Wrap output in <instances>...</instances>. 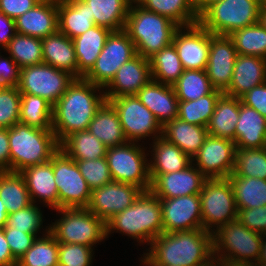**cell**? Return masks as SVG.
Instances as JSON below:
<instances>
[{
	"instance_id": "obj_3",
	"label": "cell",
	"mask_w": 266,
	"mask_h": 266,
	"mask_svg": "<svg viewBox=\"0 0 266 266\" xmlns=\"http://www.w3.org/2000/svg\"><path fill=\"white\" fill-rule=\"evenodd\" d=\"M178 28L169 18L145 9L135 0L130 5L124 26L135 44L136 53L147 59L170 45Z\"/></svg>"
},
{
	"instance_id": "obj_2",
	"label": "cell",
	"mask_w": 266,
	"mask_h": 266,
	"mask_svg": "<svg viewBox=\"0 0 266 266\" xmlns=\"http://www.w3.org/2000/svg\"><path fill=\"white\" fill-rule=\"evenodd\" d=\"M101 88L83 78L75 79L53 105L52 131L59 144L67 136L88 129L96 112L106 101L104 93L95 94Z\"/></svg>"
},
{
	"instance_id": "obj_54",
	"label": "cell",
	"mask_w": 266,
	"mask_h": 266,
	"mask_svg": "<svg viewBox=\"0 0 266 266\" xmlns=\"http://www.w3.org/2000/svg\"><path fill=\"white\" fill-rule=\"evenodd\" d=\"M241 103L254 108L266 118V82L240 97Z\"/></svg>"
},
{
	"instance_id": "obj_66",
	"label": "cell",
	"mask_w": 266,
	"mask_h": 266,
	"mask_svg": "<svg viewBox=\"0 0 266 266\" xmlns=\"http://www.w3.org/2000/svg\"><path fill=\"white\" fill-rule=\"evenodd\" d=\"M144 265L152 266L145 258L142 260Z\"/></svg>"
},
{
	"instance_id": "obj_57",
	"label": "cell",
	"mask_w": 266,
	"mask_h": 266,
	"mask_svg": "<svg viewBox=\"0 0 266 266\" xmlns=\"http://www.w3.org/2000/svg\"><path fill=\"white\" fill-rule=\"evenodd\" d=\"M0 171H10L8 128H0Z\"/></svg>"
},
{
	"instance_id": "obj_7",
	"label": "cell",
	"mask_w": 266,
	"mask_h": 266,
	"mask_svg": "<svg viewBox=\"0 0 266 266\" xmlns=\"http://www.w3.org/2000/svg\"><path fill=\"white\" fill-rule=\"evenodd\" d=\"M259 0H220L199 15L198 23L213 35L229 36L258 23Z\"/></svg>"
},
{
	"instance_id": "obj_65",
	"label": "cell",
	"mask_w": 266,
	"mask_h": 266,
	"mask_svg": "<svg viewBox=\"0 0 266 266\" xmlns=\"http://www.w3.org/2000/svg\"><path fill=\"white\" fill-rule=\"evenodd\" d=\"M260 7H266V0H259Z\"/></svg>"
},
{
	"instance_id": "obj_27",
	"label": "cell",
	"mask_w": 266,
	"mask_h": 266,
	"mask_svg": "<svg viewBox=\"0 0 266 266\" xmlns=\"http://www.w3.org/2000/svg\"><path fill=\"white\" fill-rule=\"evenodd\" d=\"M234 143L236 148L266 147V118L254 108L242 103Z\"/></svg>"
},
{
	"instance_id": "obj_59",
	"label": "cell",
	"mask_w": 266,
	"mask_h": 266,
	"mask_svg": "<svg viewBox=\"0 0 266 266\" xmlns=\"http://www.w3.org/2000/svg\"><path fill=\"white\" fill-rule=\"evenodd\" d=\"M191 1L195 12L199 16L210 5L220 0H191Z\"/></svg>"
},
{
	"instance_id": "obj_26",
	"label": "cell",
	"mask_w": 266,
	"mask_h": 266,
	"mask_svg": "<svg viewBox=\"0 0 266 266\" xmlns=\"http://www.w3.org/2000/svg\"><path fill=\"white\" fill-rule=\"evenodd\" d=\"M26 182L32 203L34 198H41L49 207L58 209V188L54 181L51 160L25 168L20 172Z\"/></svg>"
},
{
	"instance_id": "obj_12",
	"label": "cell",
	"mask_w": 266,
	"mask_h": 266,
	"mask_svg": "<svg viewBox=\"0 0 266 266\" xmlns=\"http://www.w3.org/2000/svg\"><path fill=\"white\" fill-rule=\"evenodd\" d=\"M136 55L135 44L124 29L111 31L97 60L83 79L105 88L117 70Z\"/></svg>"
},
{
	"instance_id": "obj_42",
	"label": "cell",
	"mask_w": 266,
	"mask_h": 266,
	"mask_svg": "<svg viewBox=\"0 0 266 266\" xmlns=\"http://www.w3.org/2000/svg\"><path fill=\"white\" fill-rule=\"evenodd\" d=\"M179 101H193L212 93V86L204 70H183L182 75L173 85Z\"/></svg>"
},
{
	"instance_id": "obj_16",
	"label": "cell",
	"mask_w": 266,
	"mask_h": 266,
	"mask_svg": "<svg viewBox=\"0 0 266 266\" xmlns=\"http://www.w3.org/2000/svg\"><path fill=\"white\" fill-rule=\"evenodd\" d=\"M142 192L134 185L111 181L92 190L87 209L107 223L114 215L130 207Z\"/></svg>"
},
{
	"instance_id": "obj_30",
	"label": "cell",
	"mask_w": 266,
	"mask_h": 266,
	"mask_svg": "<svg viewBox=\"0 0 266 266\" xmlns=\"http://www.w3.org/2000/svg\"><path fill=\"white\" fill-rule=\"evenodd\" d=\"M88 5L95 25L110 31L124 29L129 8L133 0H82Z\"/></svg>"
},
{
	"instance_id": "obj_17",
	"label": "cell",
	"mask_w": 266,
	"mask_h": 266,
	"mask_svg": "<svg viewBox=\"0 0 266 266\" xmlns=\"http://www.w3.org/2000/svg\"><path fill=\"white\" fill-rule=\"evenodd\" d=\"M164 232L203 229L199 194L160 199Z\"/></svg>"
},
{
	"instance_id": "obj_46",
	"label": "cell",
	"mask_w": 266,
	"mask_h": 266,
	"mask_svg": "<svg viewBox=\"0 0 266 266\" xmlns=\"http://www.w3.org/2000/svg\"><path fill=\"white\" fill-rule=\"evenodd\" d=\"M237 54L266 59V29L259 23L234 31L229 35Z\"/></svg>"
},
{
	"instance_id": "obj_32",
	"label": "cell",
	"mask_w": 266,
	"mask_h": 266,
	"mask_svg": "<svg viewBox=\"0 0 266 266\" xmlns=\"http://www.w3.org/2000/svg\"><path fill=\"white\" fill-rule=\"evenodd\" d=\"M241 100L225 95L219 97L214 113L207 125L208 134L235 141V129L239 119Z\"/></svg>"
},
{
	"instance_id": "obj_13",
	"label": "cell",
	"mask_w": 266,
	"mask_h": 266,
	"mask_svg": "<svg viewBox=\"0 0 266 266\" xmlns=\"http://www.w3.org/2000/svg\"><path fill=\"white\" fill-rule=\"evenodd\" d=\"M75 79L68 72L41 63L21 69L17 88L20 93L40 96L53 106Z\"/></svg>"
},
{
	"instance_id": "obj_29",
	"label": "cell",
	"mask_w": 266,
	"mask_h": 266,
	"mask_svg": "<svg viewBox=\"0 0 266 266\" xmlns=\"http://www.w3.org/2000/svg\"><path fill=\"white\" fill-rule=\"evenodd\" d=\"M87 130L104 143L107 148L128 142L117 111L109 101L102 104Z\"/></svg>"
},
{
	"instance_id": "obj_8",
	"label": "cell",
	"mask_w": 266,
	"mask_h": 266,
	"mask_svg": "<svg viewBox=\"0 0 266 266\" xmlns=\"http://www.w3.org/2000/svg\"><path fill=\"white\" fill-rule=\"evenodd\" d=\"M63 214L48 228L58 243H76L92 247L106 236V223L87 208H59Z\"/></svg>"
},
{
	"instance_id": "obj_10",
	"label": "cell",
	"mask_w": 266,
	"mask_h": 266,
	"mask_svg": "<svg viewBox=\"0 0 266 266\" xmlns=\"http://www.w3.org/2000/svg\"><path fill=\"white\" fill-rule=\"evenodd\" d=\"M58 188L59 208H87L92 190L81 175L75 160L59 149L51 158Z\"/></svg>"
},
{
	"instance_id": "obj_5",
	"label": "cell",
	"mask_w": 266,
	"mask_h": 266,
	"mask_svg": "<svg viewBox=\"0 0 266 266\" xmlns=\"http://www.w3.org/2000/svg\"><path fill=\"white\" fill-rule=\"evenodd\" d=\"M8 137L12 172L48 162L60 149L52 130L17 123L8 128Z\"/></svg>"
},
{
	"instance_id": "obj_52",
	"label": "cell",
	"mask_w": 266,
	"mask_h": 266,
	"mask_svg": "<svg viewBox=\"0 0 266 266\" xmlns=\"http://www.w3.org/2000/svg\"><path fill=\"white\" fill-rule=\"evenodd\" d=\"M237 220L252 231L266 234V205L258 208L238 209Z\"/></svg>"
},
{
	"instance_id": "obj_24",
	"label": "cell",
	"mask_w": 266,
	"mask_h": 266,
	"mask_svg": "<svg viewBox=\"0 0 266 266\" xmlns=\"http://www.w3.org/2000/svg\"><path fill=\"white\" fill-rule=\"evenodd\" d=\"M14 21L17 33L44 39L58 30V6L38 3Z\"/></svg>"
},
{
	"instance_id": "obj_43",
	"label": "cell",
	"mask_w": 266,
	"mask_h": 266,
	"mask_svg": "<svg viewBox=\"0 0 266 266\" xmlns=\"http://www.w3.org/2000/svg\"><path fill=\"white\" fill-rule=\"evenodd\" d=\"M4 49L21 69L43 63L42 39L16 33Z\"/></svg>"
},
{
	"instance_id": "obj_18",
	"label": "cell",
	"mask_w": 266,
	"mask_h": 266,
	"mask_svg": "<svg viewBox=\"0 0 266 266\" xmlns=\"http://www.w3.org/2000/svg\"><path fill=\"white\" fill-rule=\"evenodd\" d=\"M185 28L186 33L179 27L172 40L182 67L184 70H204L210 50V32L199 23Z\"/></svg>"
},
{
	"instance_id": "obj_20",
	"label": "cell",
	"mask_w": 266,
	"mask_h": 266,
	"mask_svg": "<svg viewBox=\"0 0 266 266\" xmlns=\"http://www.w3.org/2000/svg\"><path fill=\"white\" fill-rule=\"evenodd\" d=\"M149 175L151 179L150 191L159 199L200 194L203 184L207 179L192 164L184 170Z\"/></svg>"
},
{
	"instance_id": "obj_51",
	"label": "cell",
	"mask_w": 266,
	"mask_h": 266,
	"mask_svg": "<svg viewBox=\"0 0 266 266\" xmlns=\"http://www.w3.org/2000/svg\"><path fill=\"white\" fill-rule=\"evenodd\" d=\"M13 257L18 260L32 246L37 235L15 229H3Z\"/></svg>"
},
{
	"instance_id": "obj_67",
	"label": "cell",
	"mask_w": 266,
	"mask_h": 266,
	"mask_svg": "<svg viewBox=\"0 0 266 266\" xmlns=\"http://www.w3.org/2000/svg\"><path fill=\"white\" fill-rule=\"evenodd\" d=\"M211 266H219V264L218 263H214Z\"/></svg>"
},
{
	"instance_id": "obj_49",
	"label": "cell",
	"mask_w": 266,
	"mask_h": 266,
	"mask_svg": "<svg viewBox=\"0 0 266 266\" xmlns=\"http://www.w3.org/2000/svg\"><path fill=\"white\" fill-rule=\"evenodd\" d=\"M21 93L17 87L0 91V128H11L19 123Z\"/></svg>"
},
{
	"instance_id": "obj_50",
	"label": "cell",
	"mask_w": 266,
	"mask_h": 266,
	"mask_svg": "<svg viewBox=\"0 0 266 266\" xmlns=\"http://www.w3.org/2000/svg\"><path fill=\"white\" fill-rule=\"evenodd\" d=\"M92 247L76 243H58V266H90Z\"/></svg>"
},
{
	"instance_id": "obj_38",
	"label": "cell",
	"mask_w": 266,
	"mask_h": 266,
	"mask_svg": "<svg viewBox=\"0 0 266 266\" xmlns=\"http://www.w3.org/2000/svg\"><path fill=\"white\" fill-rule=\"evenodd\" d=\"M237 209L258 208L266 205V180L229 176Z\"/></svg>"
},
{
	"instance_id": "obj_60",
	"label": "cell",
	"mask_w": 266,
	"mask_h": 266,
	"mask_svg": "<svg viewBox=\"0 0 266 266\" xmlns=\"http://www.w3.org/2000/svg\"><path fill=\"white\" fill-rule=\"evenodd\" d=\"M7 217H8V211L6 205L3 202V200L0 198V229L5 227Z\"/></svg>"
},
{
	"instance_id": "obj_36",
	"label": "cell",
	"mask_w": 266,
	"mask_h": 266,
	"mask_svg": "<svg viewBox=\"0 0 266 266\" xmlns=\"http://www.w3.org/2000/svg\"><path fill=\"white\" fill-rule=\"evenodd\" d=\"M59 145L60 149L75 161L106 157L107 147L88 130L67 136Z\"/></svg>"
},
{
	"instance_id": "obj_53",
	"label": "cell",
	"mask_w": 266,
	"mask_h": 266,
	"mask_svg": "<svg viewBox=\"0 0 266 266\" xmlns=\"http://www.w3.org/2000/svg\"><path fill=\"white\" fill-rule=\"evenodd\" d=\"M0 57V91L6 87H17L20 79L21 68L12 57Z\"/></svg>"
},
{
	"instance_id": "obj_37",
	"label": "cell",
	"mask_w": 266,
	"mask_h": 266,
	"mask_svg": "<svg viewBox=\"0 0 266 266\" xmlns=\"http://www.w3.org/2000/svg\"><path fill=\"white\" fill-rule=\"evenodd\" d=\"M0 198L5 203L8 214L32 204L25 179L20 172L0 171Z\"/></svg>"
},
{
	"instance_id": "obj_39",
	"label": "cell",
	"mask_w": 266,
	"mask_h": 266,
	"mask_svg": "<svg viewBox=\"0 0 266 266\" xmlns=\"http://www.w3.org/2000/svg\"><path fill=\"white\" fill-rule=\"evenodd\" d=\"M151 78L173 86L183 73L181 60L173 43L149 58Z\"/></svg>"
},
{
	"instance_id": "obj_40",
	"label": "cell",
	"mask_w": 266,
	"mask_h": 266,
	"mask_svg": "<svg viewBox=\"0 0 266 266\" xmlns=\"http://www.w3.org/2000/svg\"><path fill=\"white\" fill-rule=\"evenodd\" d=\"M53 106L40 96L21 93L19 123L52 130Z\"/></svg>"
},
{
	"instance_id": "obj_34",
	"label": "cell",
	"mask_w": 266,
	"mask_h": 266,
	"mask_svg": "<svg viewBox=\"0 0 266 266\" xmlns=\"http://www.w3.org/2000/svg\"><path fill=\"white\" fill-rule=\"evenodd\" d=\"M153 161L149 163V174H166L186 169L193 164L178 146L163 137L154 139Z\"/></svg>"
},
{
	"instance_id": "obj_48",
	"label": "cell",
	"mask_w": 266,
	"mask_h": 266,
	"mask_svg": "<svg viewBox=\"0 0 266 266\" xmlns=\"http://www.w3.org/2000/svg\"><path fill=\"white\" fill-rule=\"evenodd\" d=\"M76 163L91 190L100 188L112 181L106 157L95 160H78Z\"/></svg>"
},
{
	"instance_id": "obj_1",
	"label": "cell",
	"mask_w": 266,
	"mask_h": 266,
	"mask_svg": "<svg viewBox=\"0 0 266 266\" xmlns=\"http://www.w3.org/2000/svg\"><path fill=\"white\" fill-rule=\"evenodd\" d=\"M145 258L152 266H211L212 233L204 229L163 232L150 243Z\"/></svg>"
},
{
	"instance_id": "obj_22",
	"label": "cell",
	"mask_w": 266,
	"mask_h": 266,
	"mask_svg": "<svg viewBox=\"0 0 266 266\" xmlns=\"http://www.w3.org/2000/svg\"><path fill=\"white\" fill-rule=\"evenodd\" d=\"M136 96L154 114L161 126L177 118L179 100L173 86L151 79Z\"/></svg>"
},
{
	"instance_id": "obj_21",
	"label": "cell",
	"mask_w": 266,
	"mask_h": 266,
	"mask_svg": "<svg viewBox=\"0 0 266 266\" xmlns=\"http://www.w3.org/2000/svg\"><path fill=\"white\" fill-rule=\"evenodd\" d=\"M149 59L137 54L124 63L116 72L114 78L105 87L106 101L125 95H136L139 90L151 80Z\"/></svg>"
},
{
	"instance_id": "obj_63",
	"label": "cell",
	"mask_w": 266,
	"mask_h": 266,
	"mask_svg": "<svg viewBox=\"0 0 266 266\" xmlns=\"http://www.w3.org/2000/svg\"><path fill=\"white\" fill-rule=\"evenodd\" d=\"M258 23L266 29V7H260Z\"/></svg>"
},
{
	"instance_id": "obj_11",
	"label": "cell",
	"mask_w": 266,
	"mask_h": 266,
	"mask_svg": "<svg viewBox=\"0 0 266 266\" xmlns=\"http://www.w3.org/2000/svg\"><path fill=\"white\" fill-rule=\"evenodd\" d=\"M146 154L135 142L107 148L106 159L112 181L127 183L150 191L151 179Z\"/></svg>"
},
{
	"instance_id": "obj_55",
	"label": "cell",
	"mask_w": 266,
	"mask_h": 266,
	"mask_svg": "<svg viewBox=\"0 0 266 266\" xmlns=\"http://www.w3.org/2000/svg\"><path fill=\"white\" fill-rule=\"evenodd\" d=\"M38 3L37 0H0V12L15 20Z\"/></svg>"
},
{
	"instance_id": "obj_58",
	"label": "cell",
	"mask_w": 266,
	"mask_h": 266,
	"mask_svg": "<svg viewBox=\"0 0 266 266\" xmlns=\"http://www.w3.org/2000/svg\"><path fill=\"white\" fill-rule=\"evenodd\" d=\"M17 260L13 257L3 229H0V266H16Z\"/></svg>"
},
{
	"instance_id": "obj_56",
	"label": "cell",
	"mask_w": 266,
	"mask_h": 266,
	"mask_svg": "<svg viewBox=\"0 0 266 266\" xmlns=\"http://www.w3.org/2000/svg\"><path fill=\"white\" fill-rule=\"evenodd\" d=\"M5 27V30L3 29ZM14 19L0 12V46L5 48L10 40L16 35Z\"/></svg>"
},
{
	"instance_id": "obj_45",
	"label": "cell",
	"mask_w": 266,
	"mask_h": 266,
	"mask_svg": "<svg viewBox=\"0 0 266 266\" xmlns=\"http://www.w3.org/2000/svg\"><path fill=\"white\" fill-rule=\"evenodd\" d=\"M46 233L44 238L35 239L16 266H58V242L49 231Z\"/></svg>"
},
{
	"instance_id": "obj_47",
	"label": "cell",
	"mask_w": 266,
	"mask_h": 266,
	"mask_svg": "<svg viewBox=\"0 0 266 266\" xmlns=\"http://www.w3.org/2000/svg\"><path fill=\"white\" fill-rule=\"evenodd\" d=\"M41 225L40 209L32 203L24 209L8 214L5 227L2 229H15L36 235Z\"/></svg>"
},
{
	"instance_id": "obj_35",
	"label": "cell",
	"mask_w": 266,
	"mask_h": 266,
	"mask_svg": "<svg viewBox=\"0 0 266 266\" xmlns=\"http://www.w3.org/2000/svg\"><path fill=\"white\" fill-rule=\"evenodd\" d=\"M140 6L169 18L179 27L195 25L199 16L191 0H135Z\"/></svg>"
},
{
	"instance_id": "obj_41",
	"label": "cell",
	"mask_w": 266,
	"mask_h": 266,
	"mask_svg": "<svg viewBox=\"0 0 266 266\" xmlns=\"http://www.w3.org/2000/svg\"><path fill=\"white\" fill-rule=\"evenodd\" d=\"M222 91L212 93L193 101H179L177 118L189 124L207 127Z\"/></svg>"
},
{
	"instance_id": "obj_19",
	"label": "cell",
	"mask_w": 266,
	"mask_h": 266,
	"mask_svg": "<svg viewBox=\"0 0 266 266\" xmlns=\"http://www.w3.org/2000/svg\"><path fill=\"white\" fill-rule=\"evenodd\" d=\"M237 52L229 36L210 33V50L205 68L212 86L223 93L230 86Z\"/></svg>"
},
{
	"instance_id": "obj_62",
	"label": "cell",
	"mask_w": 266,
	"mask_h": 266,
	"mask_svg": "<svg viewBox=\"0 0 266 266\" xmlns=\"http://www.w3.org/2000/svg\"><path fill=\"white\" fill-rule=\"evenodd\" d=\"M219 266H258L255 262H219Z\"/></svg>"
},
{
	"instance_id": "obj_6",
	"label": "cell",
	"mask_w": 266,
	"mask_h": 266,
	"mask_svg": "<svg viewBox=\"0 0 266 266\" xmlns=\"http://www.w3.org/2000/svg\"><path fill=\"white\" fill-rule=\"evenodd\" d=\"M263 237V234L250 230L237 219L222 225L216 231L214 229L212 233L214 262L252 263L254 260L257 263ZM225 249L228 254H225V251L222 254Z\"/></svg>"
},
{
	"instance_id": "obj_23",
	"label": "cell",
	"mask_w": 266,
	"mask_h": 266,
	"mask_svg": "<svg viewBox=\"0 0 266 266\" xmlns=\"http://www.w3.org/2000/svg\"><path fill=\"white\" fill-rule=\"evenodd\" d=\"M266 82V59L237 54L230 86L225 95L240 98L252 88Z\"/></svg>"
},
{
	"instance_id": "obj_25",
	"label": "cell",
	"mask_w": 266,
	"mask_h": 266,
	"mask_svg": "<svg viewBox=\"0 0 266 266\" xmlns=\"http://www.w3.org/2000/svg\"><path fill=\"white\" fill-rule=\"evenodd\" d=\"M42 52L43 63L68 72L76 79L83 78L78 73L73 41L59 30L42 39Z\"/></svg>"
},
{
	"instance_id": "obj_31",
	"label": "cell",
	"mask_w": 266,
	"mask_h": 266,
	"mask_svg": "<svg viewBox=\"0 0 266 266\" xmlns=\"http://www.w3.org/2000/svg\"><path fill=\"white\" fill-rule=\"evenodd\" d=\"M111 31L95 25L72 39L77 59L78 73L83 77L94 65Z\"/></svg>"
},
{
	"instance_id": "obj_4",
	"label": "cell",
	"mask_w": 266,
	"mask_h": 266,
	"mask_svg": "<svg viewBox=\"0 0 266 266\" xmlns=\"http://www.w3.org/2000/svg\"><path fill=\"white\" fill-rule=\"evenodd\" d=\"M112 230L123 232L141 243H151L164 232L160 199L151 191H143L130 207L107 221L106 236Z\"/></svg>"
},
{
	"instance_id": "obj_9",
	"label": "cell",
	"mask_w": 266,
	"mask_h": 266,
	"mask_svg": "<svg viewBox=\"0 0 266 266\" xmlns=\"http://www.w3.org/2000/svg\"><path fill=\"white\" fill-rule=\"evenodd\" d=\"M199 196L202 226L205 231L213 233V225L218 229L237 219L238 209L228 178L206 179Z\"/></svg>"
},
{
	"instance_id": "obj_33",
	"label": "cell",
	"mask_w": 266,
	"mask_h": 266,
	"mask_svg": "<svg viewBox=\"0 0 266 266\" xmlns=\"http://www.w3.org/2000/svg\"><path fill=\"white\" fill-rule=\"evenodd\" d=\"M94 26L88 5L82 0H67L58 6V30L70 39Z\"/></svg>"
},
{
	"instance_id": "obj_14",
	"label": "cell",
	"mask_w": 266,
	"mask_h": 266,
	"mask_svg": "<svg viewBox=\"0 0 266 266\" xmlns=\"http://www.w3.org/2000/svg\"><path fill=\"white\" fill-rule=\"evenodd\" d=\"M109 102L117 111L128 141L138 142V140L146 136L149 137L153 133L155 139L162 136L160 135L162 134L161 124L136 95L120 96L110 99Z\"/></svg>"
},
{
	"instance_id": "obj_61",
	"label": "cell",
	"mask_w": 266,
	"mask_h": 266,
	"mask_svg": "<svg viewBox=\"0 0 266 266\" xmlns=\"http://www.w3.org/2000/svg\"><path fill=\"white\" fill-rule=\"evenodd\" d=\"M263 242H262V247H261V251H260V256H259V259L257 261V265L258 266H266V234H264V237H263Z\"/></svg>"
},
{
	"instance_id": "obj_44",
	"label": "cell",
	"mask_w": 266,
	"mask_h": 266,
	"mask_svg": "<svg viewBox=\"0 0 266 266\" xmlns=\"http://www.w3.org/2000/svg\"><path fill=\"white\" fill-rule=\"evenodd\" d=\"M230 176L266 180V147L236 148L234 169Z\"/></svg>"
},
{
	"instance_id": "obj_28",
	"label": "cell",
	"mask_w": 266,
	"mask_h": 266,
	"mask_svg": "<svg viewBox=\"0 0 266 266\" xmlns=\"http://www.w3.org/2000/svg\"><path fill=\"white\" fill-rule=\"evenodd\" d=\"M161 135L193 159L209 134L207 127L189 124L175 118L162 126Z\"/></svg>"
},
{
	"instance_id": "obj_15",
	"label": "cell",
	"mask_w": 266,
	"mask_h": 266,
	"mask_svg": "<svg viewBox=\"0 0 266 266\" xmlns=\"http://www.w3.org/2000/svg\"><path fill=\"white\" fill-rule=\"evenodd\" d=\"M236 145L226 138L208 135L194 156L196 166L207 179L228 178L234 169Z\"/></svg>"
},
{
	"instance_id": "obj_64",
	"label": "cell",
	"mask_w": 266,
	"mask_h": 266,
	"mask_svg": "<svg viewBox=\"0 0 266 266\" xmlns=\"http://www.w3.org/2000/svg\"><path fill=\"white\" fill-rule=\"evenodd\" d=\"M39 3H48L59 6L60 4L64 3L67 0H37Z\"/></svg>"
}]
</instances>
